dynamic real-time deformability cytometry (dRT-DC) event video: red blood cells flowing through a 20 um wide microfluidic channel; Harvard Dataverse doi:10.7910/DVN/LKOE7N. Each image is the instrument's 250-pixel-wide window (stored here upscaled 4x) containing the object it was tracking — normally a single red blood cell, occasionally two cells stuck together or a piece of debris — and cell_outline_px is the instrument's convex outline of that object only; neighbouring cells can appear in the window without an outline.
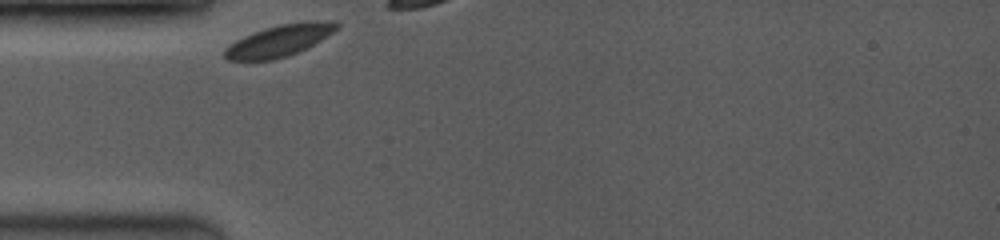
{"species": "common noctule bat (a hibernating species)", "species_latin": "Nyctalus noctula", "temperature_condition": "room temperature", "stored_images_in_passage": 11, "camera_frame_rate_fps": 3500, "um_per_image_px": 0.085, "animal": {"sex": "female", "body_mass_g": 19.0, "forearm_length_mm": 53.3}, "frame": {"image": 1, "passage_image": 1, "time_ms": 0.0, "image_size_px": [1000, 240], "cell_outline_px": [[340, 24], [332, 32], [320, 40], [288, 56], [272, 60], [228, 60], [224, 56], [224, 48], [236, 40], [252, 32], [264, 28], [280, 24], [308, 20], [336, 20]], "centroid_in_image_um": [23.73, 3.43], "position_along_channel_um": 61.3, "area_um2": 20.58}}
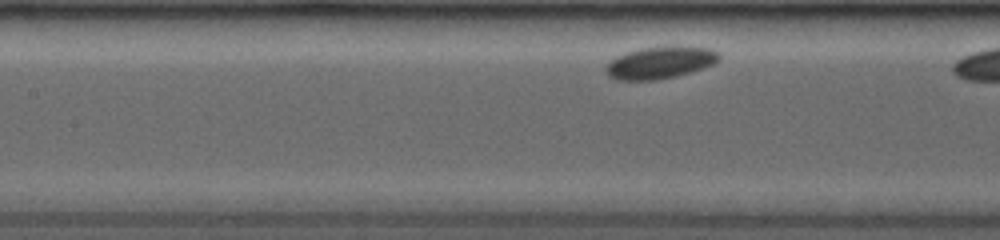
{"frame": {"image": 2, "passage_image": 10, "time_ms": 2.571, "image_size_px": [1000, 240], "cell_outline_px": [[720, 60], [704, 68], [692, 72], [676, 76], [656, 80], [616, 80], [608, 76], [604, 68], [616, 56], [640, 48], [668, 44], [672, 44], [712, 48], [720, 52]], "centroid_in_image_um": [56.16, 5.29], "position_along_channel_um": 151.2, "area_um2": 21.85}}